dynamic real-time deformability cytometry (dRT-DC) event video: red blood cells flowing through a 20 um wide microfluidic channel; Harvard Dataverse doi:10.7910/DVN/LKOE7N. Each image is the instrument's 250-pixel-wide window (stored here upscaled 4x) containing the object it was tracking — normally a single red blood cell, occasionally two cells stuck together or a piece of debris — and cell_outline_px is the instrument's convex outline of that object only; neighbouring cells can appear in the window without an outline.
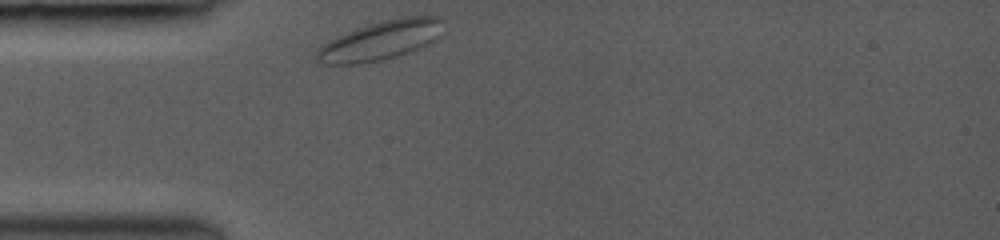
{"species": "common noctule bat (a hibernating species)", "species_latin": "Nyctalus noctula", "temperature_condition": "room temperature", "stored_images_in_passage": 5, "camera_frame_rate_fps": 3000, "um_per_image_px": 0.085, "animal": {"sex": "female", "body_mass_g": 19.0, "forearm_length_mm": 53.3}, "frame": {"image": 1, "passage_image": 1, "time_ms": 0.0, "image_size_px": [1000, 240], "cell_outline_px": [[444, 36], [432, 44], [396, 56], [380, 60], [360, 64], [324, 64], [316, 56], [316, 52], [320, 44], [328, 40], [356, 28], [384, 20], [404, 16], [440, 16], [444, 20]], "centroid_in_image_um": [32.46, 3.42], "position_along_channel_um": 52.5, "area_um2": 29.42}}
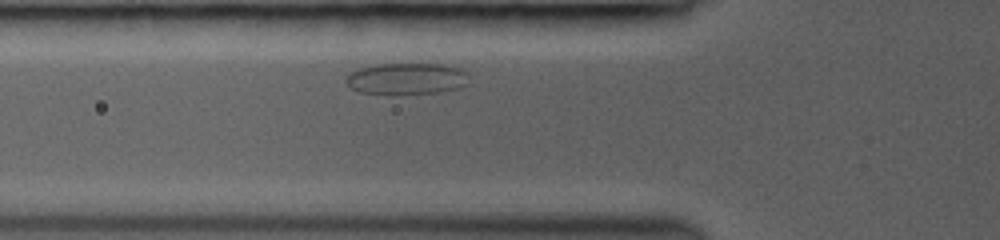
{"frame": {"image": 2, "passage_image": 3, "time_ms": 1.333, "image_size_px": [1000, 240], "cell_outline_px": [[468, 84], [460, 88], [436, 92], [360, 92], [352, 88], [344, 80], [352, 72], [360, 68], [380, 64], [444, 64], [460, 68], [468, 72]], "centroid_in_image_um": [34.64, 6.65], "position_along_channel_um": 91.2, "area_um2": 21.91}}
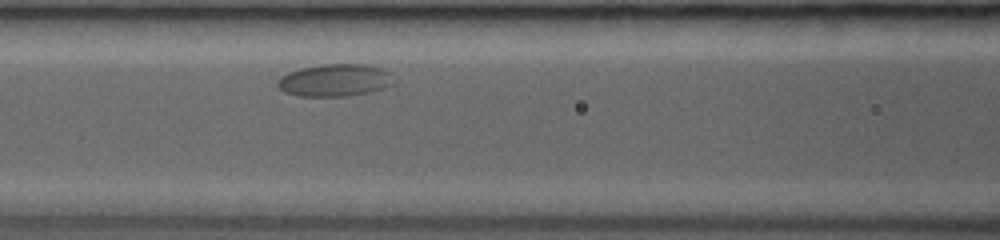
{"frame": {"image": 3, "passage_image": 5, "time_ms": 2.667, "image_size_px": [1000, 240], "cell_outline_px": [[396, 84], [372, 92], [344, 96], [296, 96], [284, 92], [276, 84], [276, 80], [280, 76], [288, 72], [300, 68], [320, 64], [368, 64], [384, 68], [392, 72]], "centroid_in_image_um": [28.51, 6.81], "position_along_channel_um": 138.1, "area_um2": 22.54}}